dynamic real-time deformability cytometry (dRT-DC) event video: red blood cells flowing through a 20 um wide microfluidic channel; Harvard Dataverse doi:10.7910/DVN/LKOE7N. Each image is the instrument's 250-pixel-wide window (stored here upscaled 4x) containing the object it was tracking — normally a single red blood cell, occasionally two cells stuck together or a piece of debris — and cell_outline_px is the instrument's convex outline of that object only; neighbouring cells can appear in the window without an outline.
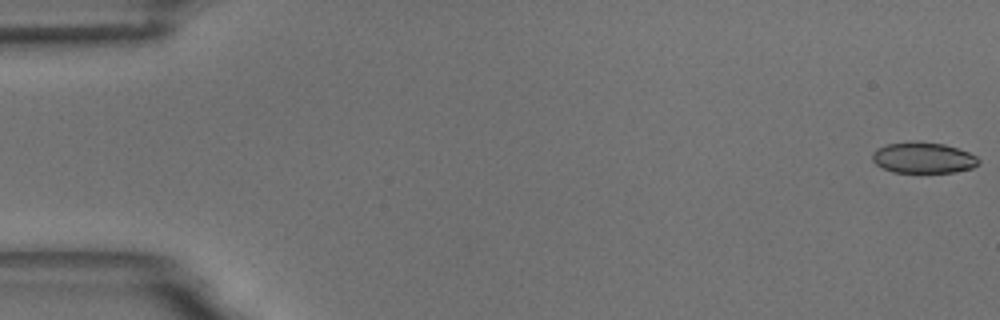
{"species": "common noctule bat (a hibernating species)", "species_latin": "Nyctalus noctula", "temperature_condition": "room temperature", "stored_images_in_passage": 56, "camera_frame_rate_fps": 3000, "um_per_image_px": 0.085, "animal": {"sex": "male", "body_mass_g": 18.8}, "frame": {"image": 1, "passage_image": 1, "time_ms": 0.0, "image_size_px": [1000, 320], "cell_outline_px": [[980, 160], [972, 168], [956, 172], [892, 172], [876, 164], [872, 160], [872, 152], [876, 148], [888, 144], [912, 140], [916, 140], [944, 144], [968, 152], [976, 156]], "centroid_in_image_um": [78.44, 13.39], "position_along_channel_um": 6.6, "area_um2": 19.25}}
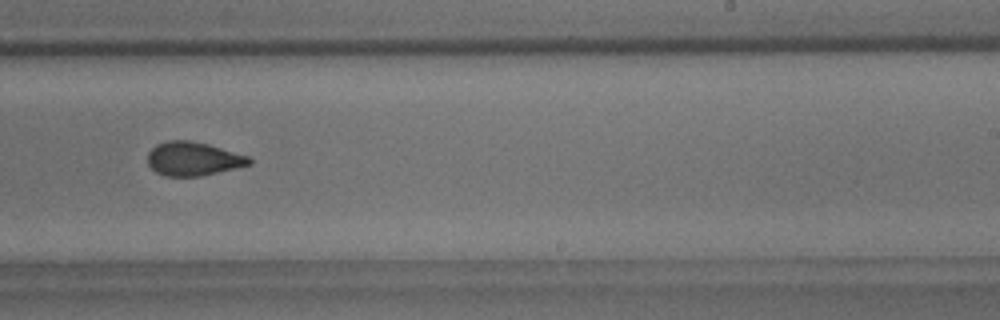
{"frame": {"image": 2, "passage_image": 35, "time_ms": 11.333, "image_size_px": [1000, 320], "cell_outline_px": [[252, 164], [236, 168], [200, 176], [168, 176], [156, 172], [148, 164], [148, 152], [156, 144], [168, 140], [188, 140], [208, 144], [248, 156], [252, 160]], "centroid_in_image_um": [16.42, 13.49], "position_along_channel_um": 272.6, "area_um2": 19.88}}
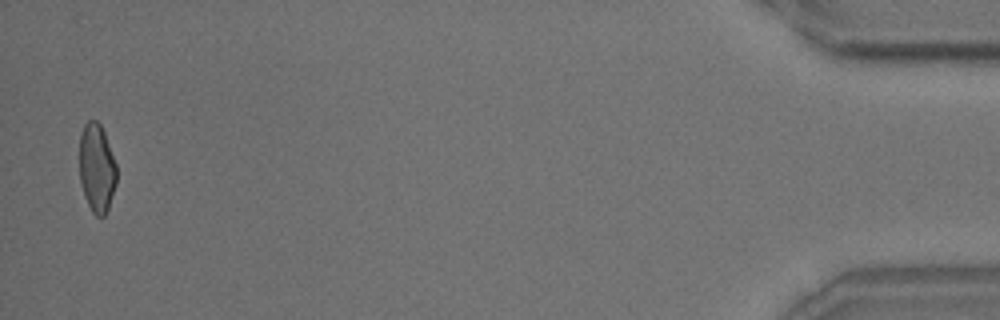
{"frame": {"image": 3, "passage_image": 55, "time_ms": 18.0, "image_size_px": [1000, 320], "cell_outline_px": [[116, 184], [108, 208], [104, 216], [96, 216], [92, 212], [88, 204], [80, 180], [80, 132], [84, 124], [88, 120], [96, 120], [100, 124], [104, 132], [116, 164]], "centroid_in_image_um": [8.22, 14.26], "position_along_channel_um": 427.0, "area_um2": 19.02}, "authors_computed_cell_mechanics": {"area_um2": 20.23, "velocity_mm_per_s": 3.6588, "shape_relaxation_time_tau1_ms": 4.2774, "shape_relaxation_time_tau2_ms": 1.9237, "deformation_change_tau1": 0.1229, "deformation_change_tau2": 0.0766}}